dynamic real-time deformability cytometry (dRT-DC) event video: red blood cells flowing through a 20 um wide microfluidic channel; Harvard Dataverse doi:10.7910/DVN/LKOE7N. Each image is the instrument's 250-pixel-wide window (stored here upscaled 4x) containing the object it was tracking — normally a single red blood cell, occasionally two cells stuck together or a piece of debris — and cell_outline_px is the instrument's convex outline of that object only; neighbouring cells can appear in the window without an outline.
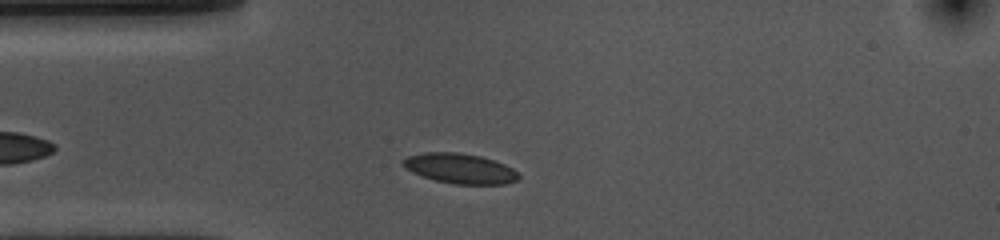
{"species": "common noctule bat (a hibernating species)", "species_latin": "Nyctalus noctula", "temperature_condition": "cold", "stored_images_in_passage": 35, "camera_frame_rate_fps": 3000, "um_per_image_px": 0.085, "animal": {"sex": "female", "body_mass_g": 10.0, "forearm_length_mm": 53.1}, "frame": {"image": 1, "passage_image": 5, "time_ms": 1.333, "image_size_px": [1000, 240], "cell_outline_px": [[520, 176], [516, 180], [504, 184], [452, 184], [436, 180], [412, 172], [400, 160], [408, 156], [428, 152], [456, 152], [480, 156], [504, 164], [512, 168]], "centroid_in_image_um": [39.1, 14.32], "position_along_channel_um": 45.9, "area_um2": 19.88}}
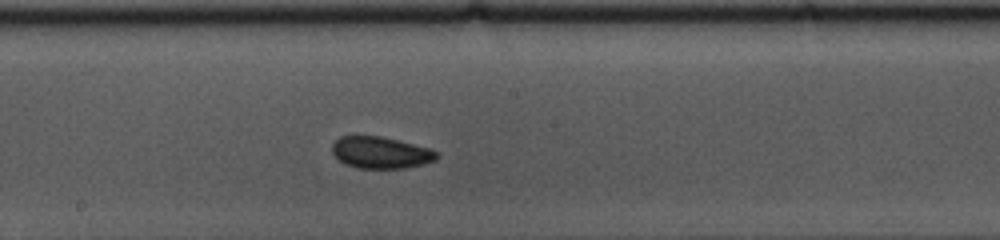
{"frame": {"image": 2, "passage_image": 20, "time_ms": 6.333, "image_size_px": [1000, 240], "cell_outline_px": [[440, 156], [436, 160], [424, 164], [404, 168], [356, 168], [344, 164], [332, 152], [332, 144], [340, 136], [384, 136], [432, 148]], "centroid_in_image_um": [32.4, 12.96], "position_along_channel_um": 215.8, "area_um2": 19.59}}
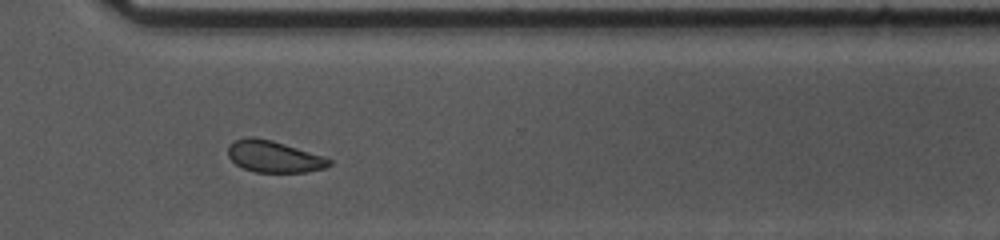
{"frame": {"image": 3, "passage_image": 31, "time_ms": 10.0, "image_size_px": [1000, 240], "cell_outline_px": [[332, 164], [324, 168], [308, 172], [256, 172], [244, 168], [236, 164], [228, 156], [228, 144], [232, 140], [244, 136], [252, 136], [272, 140], [332, 160]], "centroid_in_image_um": [23.21, 13.29], "position_along_channel_um": 347.4, "area_um2": 18.55}, "authors_computed_cell_mechanics": {"area_um2": 19.4786, "velocity_mm_per_s": 3.588, "shape_relaxation_time_tau1_ms": 2.2667, "shape_relaxation_time_tau2_ms": 3.363, "deformation_change_tau1": 0.0619, "deformation_change_tau2": 0.0523}}